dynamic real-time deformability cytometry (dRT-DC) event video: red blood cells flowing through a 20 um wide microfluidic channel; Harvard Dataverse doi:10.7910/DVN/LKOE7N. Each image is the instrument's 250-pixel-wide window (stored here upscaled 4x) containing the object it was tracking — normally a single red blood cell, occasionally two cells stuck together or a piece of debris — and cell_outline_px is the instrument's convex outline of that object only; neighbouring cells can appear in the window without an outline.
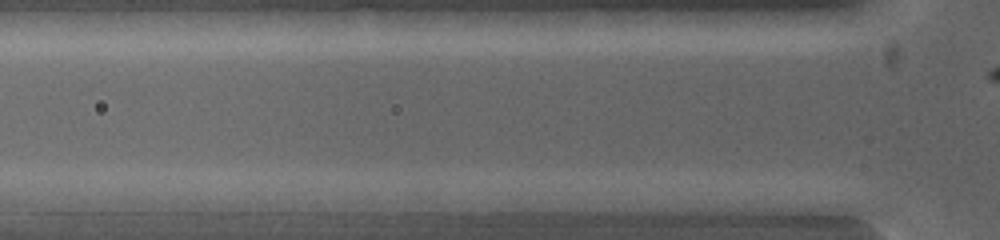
{"species": "common noctule bat (a hibernating species)", "species_latin": "Nyctalus noctula", "temperature_condition": "warm", "stored_images_in_passage": 3, "camera_frame_rate_fps": 5000, "um_per_image_px": 0.085, "animal": {"sex": "female", "body_mass_g": 19.0, "forearm_length_mm": 53.3}, "frame": {"image": 1, "passage_image": 3, "time_ms": 1.0, "image_size_px": [1000, 240], "cell_outline_px": [[596, 200], [564, 212], [500, 212], [496, 204], [496, 200], [520, 192], [580, 192]], "centroid_in_image_um": [46.12, 17.17], "position_along_channel_um": 79.7, "area_um2": 11.79}}